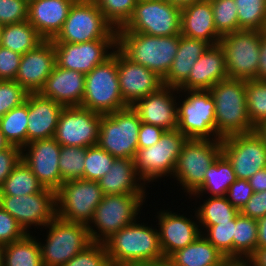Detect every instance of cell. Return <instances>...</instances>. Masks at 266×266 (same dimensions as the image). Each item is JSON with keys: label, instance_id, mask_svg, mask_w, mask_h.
I'll return each mask as SVG.
<instances>
[{"label": "cell", "instance_id": "6da1fadb", "mask_svg": "<svg viewBox=\"0 0 266 266\" xmlns=\"http://www.w3.org/2000/svg\"><path fill=\"white\" fill-rule=\"evenodd\" d=\"M146 223L139 216V220L125 226L104 242L111 266L166 261L162 254L157 225Z\"/></svg>", "mask_w": 266, "mask_h": 266}, {"label": "cell", "instance_id": "7a4b0ae2", "mask_svg": "<svg viewBox=\"0 0 266 266\" xmlns=\"http://www.w3.org/2000/svg\"><path fill=\"white\" fill-rule=\"evenodd\" d=\"M209 92L215 102L216 133L221 139L255 131L247 111L245 80L227 78Z\"/></svg>", "mask_w": 266, "mask_h": 266}, {"label": "cell", "instance_id": "3957f363", "mask_svg": "<svg viewBox=\"0 0 266 266\" xmlns=\"http://www.w3.org/2000/svg\"><path fill=\"white\" fill-rule=\"evenodd\" d=\"M178 44L179 35L152 36L117 32V48L132 62L143 65L162 79L172 66Z\"/></svg>", "mask_w": 266, "mask_h": 266}, {"label": "cell", "instance_id": "277c9868", "mask_svg": "<svg viewBox=\"0 0 266 266\" xmlns=\"http://www.w3.org/2000/svg\"><path fill=\"white\" fill-rule=\"evenodd\" d=\"M147 195H104L87 225L92 242L104 243L114 233L134 223L145 208ZM142 208V209H141Z\"/></svg>", "mask_w": 266, "mask_h": 266}, {"label": "cell", "instance_id": "5b68a950", "mask_svg": "<svg viewBox=\"0 0 266 266\" xmlns=\"http://www.w3.org/2000/svg\"><path fill=\"white\" fill-rule=\"evenodd\" d=\"M81 107L105 115L124 109L118 79V48L103 63L85 74V90Z\"/></svg>", "mask_w": 266, "mask_h": 266}, {"label": "cell", "instance_id": "8992f818", "mask_svg": "<svg viewBox=\"0 0 266 266\" xmlns=\"http://www.w3.org/2000/svg\"><path fill=\"white\" fill-rule=\"evenodd\" d=\"M44 229L45 240L38 238L43 266H64L92 243L85 224L68 222L56 216Z\"/></svg>", "mask_w": 266, "mask_h": 266}, {"label": "cell", "instance_id": "52a82bcc", "mask_svg": "<svg viewBox=\"0 0 266 266\" xmlns=\"http://www.w3.org/2000/svg\"><path fill=\"white\" fill-rule=\"evenodd\" d=\"M221 153V139H187L184 142L172 177L180 190H184L183 194L189 198L201 187L206 171Z\"/></svg>", "mask_w": 266, "mask_h": 266}, {"label": "cell", "instance_id": "ba28073f", "mask_svg": "<svg viewBox=\"0 0 266 266\" xmlns=\"http://www.w3.org/2000/svg\"><path fill=\"white\" fill-rule=\"evenodd\" d=\"M117 40V30L105 19L95 0H76L52 42L83 43Z\"/></svg>", "mask_w": 266, "mask_h": 266}, {"label": "cell", "instance_id": "9c48e42d", "mask_svg": "<svg viewBox=\"0 0 266 266\" xmlns=\"http://www.w3.org/2000/svg\"><path fill=\"white\" fill-rule=\"evenodd\" d=\"M186 140L187 137L179 130H166L155 145L136 151V173L147 188L159 179L160 183L162 178L164 182L169 176L168 179L172 181L176 161Z\"/></svg>", "mask_w": 266, "mask_h": 266}, {"label": "cell", "instance_id": "30bf717a", "mask_svg": "<svg viewBox=\"0 0 266 266\" xmlns=\"http://www.w3.org/2000/svg\"><path fill=\"white\" fill-rule=\"evenodd\" d=\"M178 96L177 130L187 139H221L216 133L215 102L209 90H179Z\"/></svg>", "mask_w": 266, "mask_h": 266}, {"label": "cell", "instance_id": "8fae6325", "mask_svg": "<svg viewBox=\"0 0 266 266\" xmlns=\"http://www.w3.org/2000/svg\"><path fill=\"white\" fill-rule=\"evenodd\" d=\"M140 126L141 120L132 106L102 115L97 145L114 158L134 159Z\"/></svg>", "mask_w": 266, "mask_h": 266}, {"label": "cell", "instance_id": "7c38bea8", "mask_svg": "<svg viewBox=\"0 0 266 266\" xmlns=\"http://www.w3.org/2000/svg\"><path fill=\"white\" fill-rule=\"evenodd\" d=\"M117 32H137L152 36L181 33V8L166 0L137 1L128 22Z\"/></svg>", "mask_w": 266, "mask_h": 266}, {"label": "cell", "instance_id": "4fadbf2b", "mask_svg": "<svg viewBox=\"0 0 266 266\" xmlns=\"http://www.w3.org/2000/svg\"><path fill=\"white\" fill-rule=\"evenodd\" d=\"M103 196L98 181L78 179L64 182L55 192L56 216L88 225Z\"/></svg>", "mask_w": 266, "mask_h": 266}, {"label": "cell", "instance_id": "5bb4252c", "mask_svg": "<svg viewBox=\"0 0 266 266\" xmlns=\"http://www.w3.org/2000/svg\"><path fill=\"white\" fill-rule=\"evenodd\" d=\"M262 31L238 30L220 38L228 78L257 80Z\"/></svg>", "mask_w": 266, "mask_h": 266}, {"label": "cell", "instance_id": "9a60e30c", "mask_svg": "<svg viewBox=\"0 0 266 266\" xmlns=\"http://www.w3.org/2000/svg\"><path fill=\"white\" fill-rule=\"evenodd\" d=\"M0 206L15 218L27 234L31 233L29 229L32 227L42 232L45 225L56 217L55 191L48 188L20 197L0 196Z\"/></svg>", "mask_w": 266, "mask_h": 266}, {"label": "cell", "instance_id": "2e32d148", "mask_svg": "<svg viewBox=\"0 0 266 266\" xmlns=\"http://www.w3.org/2000/svg\"><path fill=\"white\" fill-rule=\"evenodd\" d=\"M222 154L231 163L237 179H249L266 168V144L253 131L221 139Z\"/></svg>", "mask_w": 266, "mask_h": 266}, {"label": "cell", "instance_id": "e0dca14e", "mask_svg": "<svg viewBox=\"0 0 266 266\" xmlns=\"http://www.w3.org/2000/svg\"><path fill=\"white\" fill-rule=\"evenodd\" d=\"M102 114L81 106L64 107L55 130L54 138L60 146L83 147L98 143Z\"/></svg>", "mask_w": 266, "mask_h": 266}, {"label": "cell", "instance_id": "ac0fdd59", "mask_svg": "<svg viewBox=\"0 0 266 266\" xmlns=\"http://www.w3.org/2000/svg\"><path fill=\"white\" fill-rule=\"evenodd\" d=\"M174 212L170 209H160L154 215L158 222L160 246L165 260L174 252L194 242L200 235L201 230L198 218L195 214L188 215ZM186 215H188L186 217ZM190 216V217H189Z\"/></svg>", "mask_w": 266, "mask_h": 266}, {"label": "cell", "instance_id": "d6986e66", "mask_svg": "<svg viewBox=\"0 0 266 266\" xmlns=\"http://www.w3.org/2000/svg\"><path fill=\"white\" fill-rule=\"evenodd\" d=\"M56 64L67 70L89 73L103 63L117 48V40H94L83 43L53 42Z\"/></svg>", "mask_w": 266, "mask_h": 266}, {"label": "cell", "instance_id": "ffe728a7", "mask_svg": "<svg viewBox=\"0 0 266 266\" xmlns=\"http://www.w3.org/2000/svg\"><path fill=\"white\" fill-rule=\"evenodd\" d=\"M61 146L54 137L34 140L22 148V161L31 169L44 188L55 192L62 185L59 170Z\"/></svg>", "mask_w": 266, "mask_h": 266}, {"label": "cell", "instance_id": "44dd1931", "mask_svg": "<svg viewBox=\"0 0 266 266\" xmlns=\"http://www.w3.org/2000/svg\"><path fill=\"white\" fill-rule=\"evenodd\" d=\"M118 79L120 92L128 106L164 86L160 76L143 65L132 62L119 49Z\"/></svg>", "mask_w": 266, "mask_h": 266}, {"label": "cell", "instance_id": "7402d4cb", "mask_svg": "<svg viewBox=\"0 0 266 266\" xmlns=\"http://www.w3.org/2000/svg\"><path fill=\"white\" fill-rule=\"evenodd\" d=\"M56 64L52 40H44L35 49L22 55L15 77L28 93H39Z\"/></svg>", "mask_w": 266, "mask_h": 266}, {"label": "cell", "instance_id": "603a6c76", "mask_svg": "<svg viewBox=\"0 0 266 266\" xmlns=\"http://www.w3.org/2000/svg\"><path fill=\"white\" fill-rule=\"evenodd\" d=\"M176 88L162 86L158 91L137 100L132 108L141 122L174 130L178 127Z\"/></svg>", "mask_w": 266, "mask_h": 266}, {"label": "cell", "instance_id": "cb8c5ba5", "mask_svg": "<svg viewBox=\"0 0 266 266\" xmlns=\"http://www.w3.org/2000/svg\"><path fill=\"white\" fill-rule=\"evenodd\" d=\"M84 90L85 74L55 64L39 93L64 107H74L81 106Z\"/></svg>", "mask_w": 266, "mask_h": 266}, {"label": "cell", "instance_id": "d4e9b609", "mask_svg": "<svg viewBox=\"0 0 266 266\" xmlns=\"http://www.w3.org/2000/svg\"><path fill=\"white\" fill-rule=\"evenodd\" d=\"M227 78L222 47L219 44L210 45L195 62L187 81L178 90H210Z\"/></svg>", "mask_w": 266, "mask_h": 266}, {"label": "cell", "instance_id": "484cf974", "mask_svg": "<svg viewBox=\"0 0 266 266\" xmlns=\"http://www.w3.org/2000/svg\"><path fill=\"white\" fill-rule=\"evenodd\" d=\"M64 106L40 93L28 94L27 144L54 137Z\"/></svg>", "mask_w": 266, "mask_h": 266}, {"label": "cell", "instance_id": "4316f807", "mask_svg": "<svg viewBox=\"0 0 266 266\" xmlns=\"http://www.w3.org/2000/svg\"><path fill=\"white\" fill-rule=\"evenodd\" d=\"M76 0H29L28 22L44 40H53L61 31Z\"/></svg>", "mask_w": 266, "mask_h": 266}, {"label": "cell", "instance_id": "83f0119b", "mask_svg": "<svg viewBox=\"0 0 266 266\" xmlns=\"http://www.w3.org/2000/svg\"><path fill=\"white\" fill-rule=\"evenodd\" d=\"M98 183L103 195L150 194L145 183L138 177L134 159L131 158H115L110 171Z\"/></svg>", "mask_w": 266, "mask_h": 266}, {"label": "cell", "instance_id": "f1b7e54d", "mask_svg": "<svg viewBox=\"0 0 266 266\" xmlns=\"http://www.w3.org/2000/svg\"><path fill=\"white\" fill-rule=\"evenodd\" d=\"M181 35L192 39L219 44L221 36L214 25L210 0L197 1L181 8Z\"/></svg>", "mask_w": 266, "mask_h": 266}, {"label": "cell", "instance_id": "f546056e", "mask_svg": "<svg viewBox=\"0 0 266 266\" xmlns=\"http://www.w3.org/2000/svg\"><path fill=\"white\" fill-rule=\"evenodd\" d=\"M204 40L179 35L178 51L172 66L163 79V85L179 89L188 79L191 68L198 58L209 48Z\"/></svg>", "mask_w": 266, "mask_h": 266}, {"label": "cell", "instance_id": "4dcf8cb0", "mask_svg": "<svg viewBox=\"0 0 266 266\" xmlns=\"http://www.w3.org/2000/svg\"><path fill=\"white\" fill-rule=\"evenodd\" d=\"M170 266H227L229 261L202 234L191 244L171 254Z\"/></svg>", "mask_w": 266, "mask_h": 266}, {"label": "cell", "instance_id": "1f68e13d", "mask_svg": "<svg viewBox=\"0 0 266 266\" xmlns=\"http://www.w3.org/2000/svg\"><path fill=\"white\" fill-rule=\"evenodd\" d=\"M236 180L231 163L221 153L206 171L201 187L191 196L223 197Z\"/></svg>", "mask_w": 266, "mask_h": 266}, {"label": "cell", "instance_id": "d6a6232c", "mask_svg": "<svg viewBox=\"0 0 266 266\" xmlns=\"http://www.w3.org/2000/svg\"><path fill=\"white\" fill-rule=\"evenodd\" d=\"M0 32L1 46L20 55L35 49L44 41L28 20L1 26Z\"/></svg>", "mask_w": 266, "mask_h": 266}, {"label": "cell", "instance_id": "836d02e7", "mask_svg": "<svg viewBox=\"0 0 266 266\" xmlns=\"http://www.w3.org/2000/svg\"><path fill=\"white\" fill-rule=\"evenodd\" d=\"M193 197V198H191ZM202 200L199 206L194 207L198 223L200 227H210L223 222L233 220L238 214L239 210L235 208L225 196L223 197H208L205 196H190L188 199ZM203 198V199H202Z\"/></svg>", "mask_w": 266, "mask_h": 266}, {"label": "cell", "instance_id": "e575fe53", "mask_svg": "<svg viewBox=\"0 0 266 266\" xmlns=\"http://www.w3.org/2000/svg\"><path fill=\"white\" fill-rule=\"evenodd\" d=\"M4 266H43L37 236L26 234L22 239L2 247Z\"/></svg>", "mask_w": 266, "mask_h": 266}, {"label": "cell", "instance_id": "d590c367", "mask_svg": "<svg viewBox=\"0 0 266 266\" xmlns=\"http://www.w3.org/2000/svg\"><path fill=\"white\" fill-rule=\"evenodd\" d=\"M257 220L242 215L235 217L233 261L248 260L257 251Z\"/></svg>", "mask_w": 266, "mask_h": 266}, {"label": "cell", "instance_id": "8d00e7d4", "mask_svg": "<svg viewBox=\"0 0 266 266\" xmlns=\"http://www.w3.org/2000/svg\"><path fill=\"white\" fill-rule=\"evenodd\" d=\"M43 185L21 160L0 188V196H26L41 192Z\"/></svg>", "mask_w": 266, "mask_h": 266}, {"label": "cell", "instance_id": "74e56055", "mask_svg": "<svg viewBox=\"0 0 266 266\" xmlns=\"http://www.w3.org/2000/svg\"><path fill=\"white\" fill-rule=\"evenodd\" d=\"M28 96L26 101L0 117V129L10 145H27Z\"/></svg>", "mask_w": 266, "mask_h": 266}, {"label": "cell", "instance_id": "f35d334b", "mask_svg": "<svg viewBox=\"0 0 266 266\" xmlns=\"http://www.w3.org/2000/svg\"><path fill=\"white\" fill-rule=\"evenodd\" d=\"M239 30H266V0H234Z\"/></svg>", "mask_w": 266, "mask_h": 266}, {"label": "cell", "instance_id": "ab89813d", "mask_svg": "<svg viewBox=\"0 0 266 266\" xmlns=\"http://www.w3.org/2000/svg\"><path fill=\"white\" fill-rule=\"evenodd\" d=\"M86 148L61 146L59 170L62 184L71 180L84 179Z\"/></svg>", "mask_w": 266, "mask_h": 266}, {"label": "cell", "instance_id": "60d3db41", "mask_svg": "<svg viewBox=\"0 0 266 266\" xmlns=\"http://www.w3.org/2000/svg\"><path fill=\"white\" fill-rule=\"evenodd\" d=\"M247 111L254 127L266 120V80L246 81Z\"/></svg>", "mask_w": 266, "mask_h": 266}, {"label": "cell", "instance_id": "b9f144b4", "mask_svg": "<svg viewBox=\"0 0 266 266\" xmlns=\"http://www.w3.org/2000/svg\"><path fill=\"white\" fill-rule=\"evenodd\" d=\"M201 234L229 261H233L235 218L210 227H200Z\"/></svg>", "mask_w": 266, "mask_h": 266}, {"label": "cell", "instance_id": "7bdbcfd3", "mask_svg": "<svg viewBox=\"0 0 266 266\" xmlns=\"http://www.w3.org/2000/svg\"><path fill=\"white\" fill-rule=\"evenodd\" d=\"M214 25L222 37L239 30L237 6L234 0H210Z\"/></svg>", "mask_w": 266, "mask_h": 266}, {"label": "cell", "instance_id": "ee69618b", "mask_svg": "<svg viewBox=\"0 0 266 266\" xmlns=\"http://www.w3.org/2000/svg\"><path fill=\"white\" fill-rule=\"evenodd\" d=\"M115 158L98 145L86 148L84 179L99 181L111 169Z\"/></svg>", "mask_w": 266, "mask_h": 266}, {"label": "cell", "instance_id": "f6af8a7d", "mask_svg": "<svg viewBox=\"0 0 266 266\" xmlns=\"http://www.w3.org/2000/svg\"><path fill=\"white\" fill-rule=\"evenodd\" d=\"M105 19L116 29L131 18L137 0H95Z\"/></svg>", "mask_w": 266, "mask_h": 266}, {"label": "cell", "instance_id": "bcb514c9", "mask_svg": "<svg viewBox=\"0 0 266 266\" xmlns=\"http://www.w3.org/2000/svg\"><path fill=\"white\" fill-rule=\"evenodd\" d=\"M28 94L15 80H0V117L22 105Z\"/></svg>", "mask_w": 266, "mask_h": 266}, {"label": "cell", "instance_id": "7dc6e473", "mask_svg": "<svg viewBox=\"0 0 266 266\" xmlns=\"http://www.w3.org/2000/svg\"><path fill=\"white\" fill-rule=\"evenodd\" d=\"M64 266H111L104 243L92 242Z\"/></svg>", "mask_w": 266, "mask_h": 266}, {"label": "cell", "instance_id": "c3c4849f", "mask_svg": "<svg viewBox=\"0 0 266 266\" xmlns=\"http://www.w3.org/2000/svg\"><path fill=\"white\" fill-rule=\"evenodd\" d=\"M29 0H0V27L28 20Z\"/></svg>", "mask_w": 266, "mask_h": 266}, {"label": "cell", "instance_id": "681fc988", "mask_svg": "<svg viewBox=\"0 0 266 266\" xmlns=\"http://www.w3.org/2000/svg\"><path fill=\"white\" fill-rule=\"evenodd\" d=\"M26 234L15 218L0 206V246L20 240Z\"/></svg>", "mask_w": 266, "mask_h": 266}, {"label": "cell", "instance_id": "f907efd6", "mask_svg": "<svg viewBox=\"0 0 266 266\" xmlns=\"http://www.w3.org/2000/svg\"><path fill=\"white\" fill-rule=\"evenodd\" d=\"M254 194L247 179H237L227 190L225 197L239 211L246 205Z\"/></svg>", "mask_w": 266, "mask_h": 266}, {"label": "cell", "instance_id": "816d5d0a", "mask_svg": "<svg viewBox=\"0 0 266 266\" xmlns=\"http://www.w3.org/2000/svg\"><path fill=\"white\" fill-rule=\"evenodd\" d=\"M22 55L0 46V80H15Z\"/></svg>", "mask_w": 266, "mask_h": 266}, {"label": "cell", "instance_id": "f5cc1de1", "mask_svg": "<svg viewBox=\"0 0 266 266\" xmlns=\"http://www.w3.org/2000/svg\"><path fill=\"white\" fill-rule=\"evenodd\" d=\"M21 160L22 148L18 146L10 145L7 149L0 151V188Z\"/></svg>", "mask_w": 266, "mask_h": 266}, {"label": "cell", "instance_id": "db71d44e", "mask_svg": "<svg viewBox=\"0 0 266 266\" xmlns=\"http://www.w3.org/2000/svg\"><path fill=\"white\" fill-rule=\"evenodd\" d=\"M240 213L256 220L264 217L266 215V191L254 192L250 200L240 210Z\"/></svg>", "mask_w": 266, "mask_h": 266}, {"label": "cell", "instance_id": "11a10c76", "mask_svg": "<svg viewBox=\"0 0 266 266\" xmlns=\"http://www.w3.org/2000/svg\"><path fill=\"white\" fill-rule=\"evenodd\" d=\"M165 131L162 127L141 122L138 134V149L155 145Z\"/></svg>", "mask_w": 266, "mask_h": 266}, {"label": "cell", "instance_id": "9f6ffc18", "mask_svg": "<svg viewBox=\"0 0 266 266\" xmlns=\"http://www.w3.org/2000/svg\"><path fill=\"white\" fill-rule=\"evenodd\" d=\"M257 80H266V32L262 31Z\"/></svg>", "mask_w": 266, "mask_h": 266}, {"label": "cell", "instance_id": "6f0895ef", "mask_svg": "<svg viewBox=\"0 0 266 266\" xmlns=\"http://www.w3.org/2000/svg\"><path fill=\"white\" fill-rule=\"evenodd\" d=\"M255 193L266 191V168L255 173L248 179Z\"/></svg>", "mask_w": 266, "mask_h": 266}, {"label": "cell", "instance_id": "680465c9", "mask_svg": "<svg viewBox=\"0 0 266 266\" xmlns=\"http://www.w3.org/2000/svg\"><path fill=\"white\" fill-rule=\"evenodd\" d=\"M257 249L266 247V215L257 219Z\"/></svg>", "mask_w": 266, "mask_h": 266}, {"label": "cell", "instance_id": "91938a15", "mask_svg": "<svg viewBox=\"0 0 266 266\" xmlns=\"http://www.w3.org/2000/svg\"><path fill=\"white\" fill-rule=\"evenodd\" d=\"M254 266H266V247L257 251L248 259Z\"/></svg>", "mask_w": 266, "mask_h": 266}, {"label": "cell", "instance_id": "94428289", "mask_svg": "<svg viewBox=\"0 0 266 266\" xmlns=\"http://www.w3.org/2000/svg\"><path fill=\"white\" fill-rule=\"evenodd\" d=\"M255 131L266 144V120L261 122L257 127H255Z\"/></svg>", "mask_w": 266, "mask_h": 266}, {"label": "cell", "instance_id": "6125c7cd", "mask_svg": "<svg viewBox=\"0 0 266 266\" xmlns=\"http://www.w3.org/2000/svg\"><path fill=\"white\" fill-rule=\"evenodd\" d=\"M166 1L170 2L172 5L183 8L187 5H191V4H193L197 1H201V0H166Z\"/></svg>", "mask_w": 266, "mask_h": 266}, {"label": "cell", "instance_id": "be15d7a7", "mask_svg": "<svg viewBox=\"0 0 266 266\" xmlns=\"http://www.w3.org/2000/svg\"><path fill=\"white\" fill-rule=\"evenodd\" d=\"M10 146V143L5 139L4 134L0 129V151L7 149Z\"/></svg>", "mask_w": 266, "mask_h": 266}, {"label": "cell", "instance_id": "e7e4bbea", "mask_svg": "<svg viewBox=\"0 0 266 266\" xmlns=\"http://www.w3.org/2000/svg\"><path fill=\"white\" fill-rule=\"evenodd\" d=\"M227 266H249V260L231 261Z\"/></svg>", "mask_w": 266, "mask_h": 266}, {"label": "cell", "instance_id": "03108f58", "mask_svg": "<svg viewBox=\"0 0 266 266\" xmlns=\"http://www.w3.org/2000/svg\"><path fill=\"white\" fill-rule=\"evenodd\" d=\"M134 266H170L166 261L158 262V263H146V264H139Z\"/></svg>", "mask_w": 266, "mask_h": 266}, {"label": "cell", "instance_id": "003e7915", "mask_svg": "<svg viewBox=\"0 0 266 266\" xmlns=\"http://www.w3.org/2000/svg\"><path fill=\"white\" fill-rule=\"evenodd\" d=\"M0 266H4V256H3L2 246H0Z\"/></svg>", "mask_w": 266, "mask_h": 266}]
</instances>
